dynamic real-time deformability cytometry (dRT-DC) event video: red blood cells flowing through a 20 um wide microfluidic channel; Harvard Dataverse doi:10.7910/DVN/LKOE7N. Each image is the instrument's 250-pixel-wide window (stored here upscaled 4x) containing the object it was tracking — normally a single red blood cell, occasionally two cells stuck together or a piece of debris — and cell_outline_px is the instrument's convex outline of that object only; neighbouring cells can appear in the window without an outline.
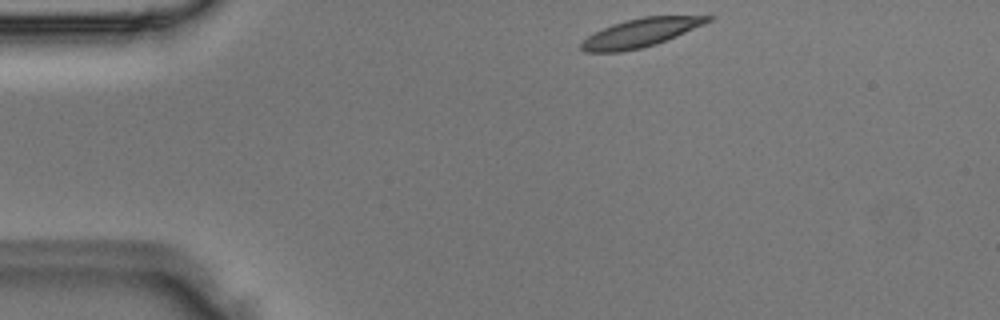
{"species": "Egyptian fruit bat (a non-hibernating species)", "species_latin": "Rousettus aegyptiacus", "temperature_condition": "room temperature", "stored_images_in_passage": 2, "camera_frame_rate_fps": 3000, "um_per_image_px": 0.085, "animal": {"sex": "male"}, "frame": {"image": 1, "passage_image": 1, "time_ms": 0.0, "image_size_px": [1000, 320], "cell_outline_px": [[716, 16], [712, 20], [704, 24], [676, 36], [656, 44], [640, 48], [620, 52], [584, 52], [580, 48], [580, 44], [588, 36], [612, 24], [644, 16]], "centroid_in_image_um": [54.45, 2.79], "position_along_channel_um": 30.6, "area_um2": 20.69}}